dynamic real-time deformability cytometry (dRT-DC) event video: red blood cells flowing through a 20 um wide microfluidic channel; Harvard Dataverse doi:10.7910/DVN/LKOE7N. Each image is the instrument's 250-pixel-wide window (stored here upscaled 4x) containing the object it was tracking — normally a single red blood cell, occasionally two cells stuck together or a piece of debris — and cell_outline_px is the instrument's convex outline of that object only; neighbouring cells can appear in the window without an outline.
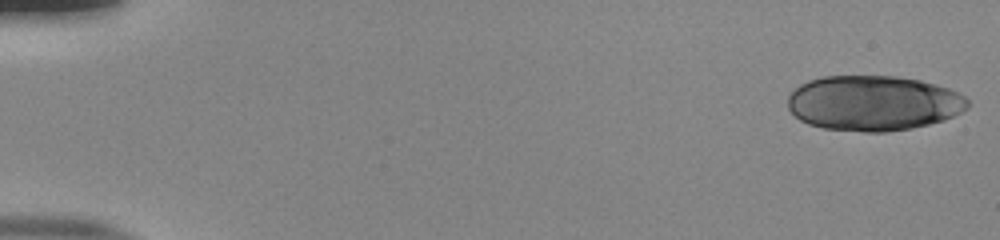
{"species": "human", "species_latin": "Homo sapiens", "temperature_condition": "room temperature", "stored_images_in_passage": 51, "camera_frame_rate_fps": 3000, "um_per_image_px": 0.085, "donor": {"sex": "male"}, "frame": {"image": 1, "passage_image": 1, "time_ms": 0.0, "image_size_px": [1000, 240], "cell_outline_px": [[968, 108], [944, 120], [912, 128], [888, 132], [864, 132], [824, 128], [808, 124], [800, 120], [788, 108], [788, 96], [800, 84], [808, 80], [820, 76], [896, 76], [920, 80], [936, 84], [948, 88], [964, 96], [968, 100]], "centroid_in_image_um": [74.23, 8.76], "position_along_channel_um": 10.8, "area_um2": 57.97}}
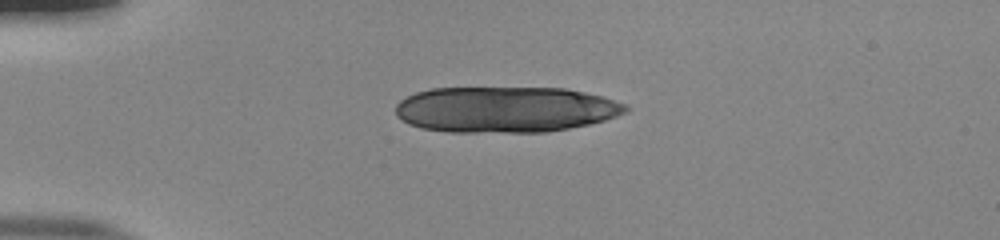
{"frame": {"image": 2, "passage_image": 13, "time_ms": 4.0, "image_size_px": [1000, 240], "cell_outline_px": [[628, 112], [604, 120], [588, 124], [568, 128], [544, 132], [448, 132], [420, 128], [408, 124], [396, 116], [396, 104], [400, 100], [416, 92], [432, 88], [564, 88], [604, 96], [628, 104]], "centroid_in_image_um": [42.96, 9.3], "position_along_channel_um": 42.0, "area_um2": 61.85}}
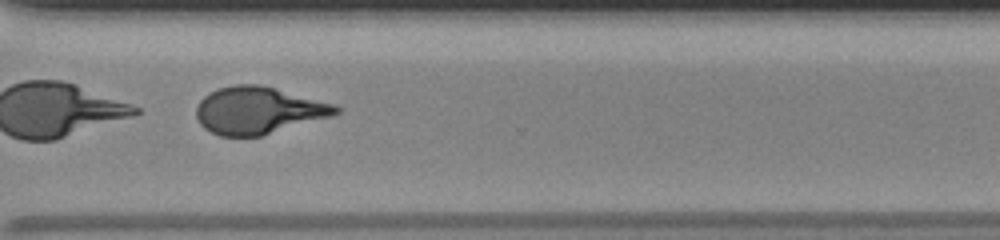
{"frame": {"image": 3, "passage_image": 40, "time_ms": 13.0, "image_size_px": [1000, 240], "cell_outline_px": [[340, 112], [336, 116], [260, 136], [220, 136], [204, 128], [200, 124], [196, 116], [196, 108], [200, 100], [204, 96], [220, 88], [236, 84], [260, 84], [336, 104], [340, 108]], "centroid_in_image_um": [22.01, 9.39], "position_along_channel_um": 348.6, "area_um2": 38.49}}